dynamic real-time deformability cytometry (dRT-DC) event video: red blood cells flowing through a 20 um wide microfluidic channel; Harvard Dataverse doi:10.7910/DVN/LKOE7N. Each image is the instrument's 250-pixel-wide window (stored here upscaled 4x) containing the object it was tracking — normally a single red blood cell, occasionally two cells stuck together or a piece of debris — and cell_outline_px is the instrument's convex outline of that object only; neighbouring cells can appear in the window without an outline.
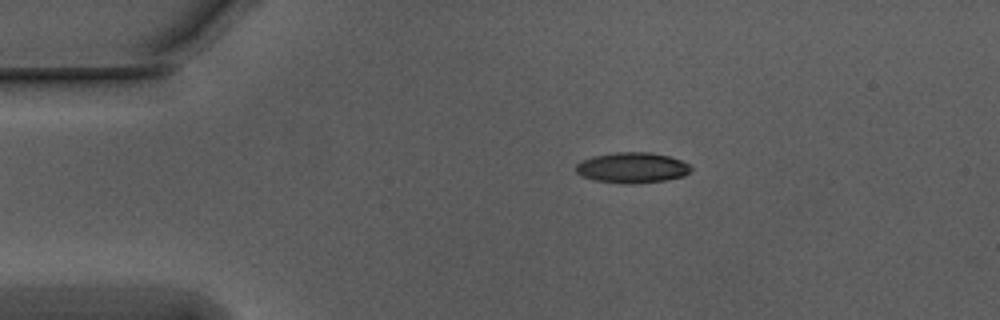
{"species": "Egyptian fruit bat (a non-hibernating species)", "species_latin": "Rousettus aegyptiacus", "temperature_condition": "warm", "stored_images_in_passage": 44, "camera_frame_rate_fps": 3000, "um_per_image_px": 0.085, "animal": {"sex": "male"}, "frame": {"image": 1, "passage_image": 1, "time_ms": 0.0, "image_size_px": [1000, 320], "cell_outline_px": [[692, 168], [684, 176], [664, 180], [628, 184], [624, 184], [596, 180], [580, 176], [576, 172], [576, 164], [592, 156], [616, 152], [652, 152], [668, 156], [680, 160], [688, 164]], "centroid_in_image_um": [53.71, 14.25], "position_along_channel_um": 31.3, "area_um2": 20.35}}
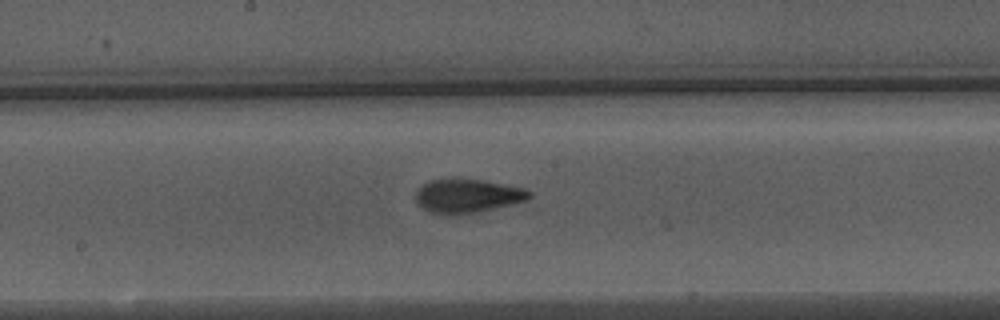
{"frame": {"image": 2, "passage_image": 19, "time_ms": 6.0, "image_size_px": [1000, 320], "cell_outline_px": [[532, 196], [528, 200], [512, 204], [472, 212], [448, 216], [432, 212], [424, 208], [416, 200], [416, 192], [428, 180], [456, 176], [484, 180], [524, 188], [532, 192]], "centroid_in_image_um": [39.73, 16.6], "position_along_channel_um": 208.5, "area_um2": 22.66}}
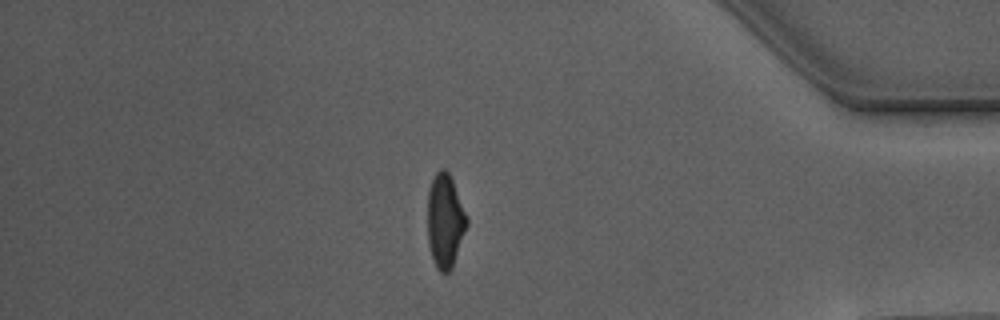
{"frame": {"image": 3, "passage_image": 37, "time_ms": 12.0, "image_size_px": [1000, 320], "cell_outline_px": [[468, 224], [452, 268], [448, 272], [440, 272], [436, 268], [428, 244], [428, 188], [436, 172], [440, 168], [444, 168], [448, 172], [452, 180], [468, 216]], "centroid_in_image_um": [37.84, 18.77], "position_along_channel_um": 397.4, "area_um2": 21.5}, "authors_computed_cell_mechanics": {"area_um2": 21.3282, "velocity_mm_per_s": 3.7675, "shape_relaxation_time_tau1_ms": 4.1277, "shape_relaxation_time_tau2_ms": 1.5138, "deformation_change_tau1": 0.1878, "deformation_change_tau2": 0.0773}}